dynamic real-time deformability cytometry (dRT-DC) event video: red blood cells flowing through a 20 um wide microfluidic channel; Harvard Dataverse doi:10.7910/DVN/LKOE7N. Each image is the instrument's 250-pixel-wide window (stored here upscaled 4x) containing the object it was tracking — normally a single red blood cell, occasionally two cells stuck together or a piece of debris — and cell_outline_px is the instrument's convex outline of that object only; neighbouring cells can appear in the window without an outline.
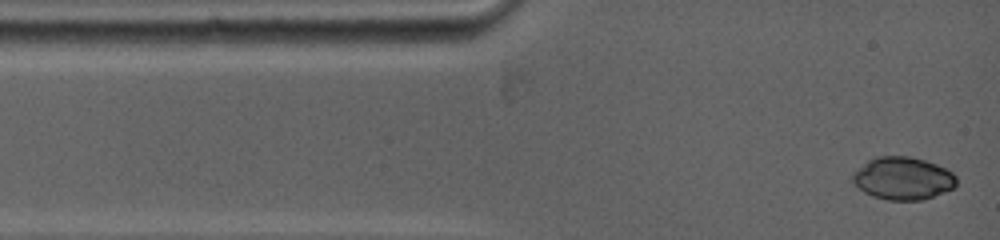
{"species": "common noctule bat (a hibernating species)", "species_latin": "Nyctalus noctula", "temperature_condition": "warm", "stored_images_in_passage": 3, "camera_frame_rate_fps": 5000, "um_per_image_px": 0.085, "animal": {"sex": "female", "body_mass_g": 19.0, "forearm_length_mm": 53.3}, "frame": {"image": 1, "passage_image": 1, "time_ms": 0.0, "image_size_px": [1000, 240], "cell_outline_px": [[956, 184], [952, 188], [944, 192], [924, 200], [888, 200], [872, 196], [864, 192], [852, 180], [852, 176], [860, 168], [872, 160], [880, 156], [908, 156], [924, 160], [936, 164], [952, 172], [956, 176]], "centroid_in_image_um": [76.79, 15.18], "position_along_channel_um": 8.2, "area_um2": 25.32}}
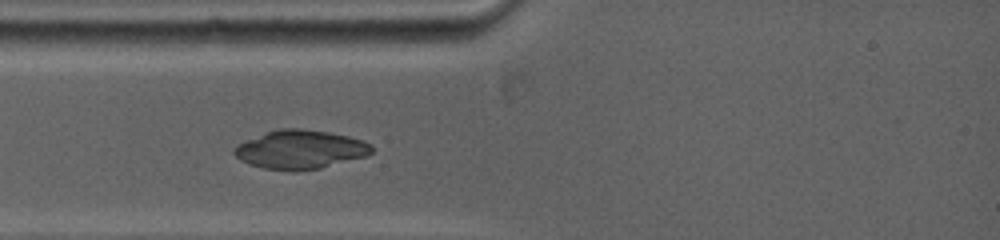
{"frame": {"image": 2, "passage_image": 3, "time_ms": 2.4, "image_size_px": [1000, 240], "cell_outline_px": [[372, 152], [368, 156], [320, 168], [296, 172], [264, 168], [248, 164], [240, 160], [232, 152], [232, 148], [236, 144], [268, 132], [280, 128], [300, 128], [328, 132], [348, 136], [372, 144]], "centroid_in_image_um": [25.51, 12.72], "position_along_channel_um": 59.5, "area_um2": 31.15}}